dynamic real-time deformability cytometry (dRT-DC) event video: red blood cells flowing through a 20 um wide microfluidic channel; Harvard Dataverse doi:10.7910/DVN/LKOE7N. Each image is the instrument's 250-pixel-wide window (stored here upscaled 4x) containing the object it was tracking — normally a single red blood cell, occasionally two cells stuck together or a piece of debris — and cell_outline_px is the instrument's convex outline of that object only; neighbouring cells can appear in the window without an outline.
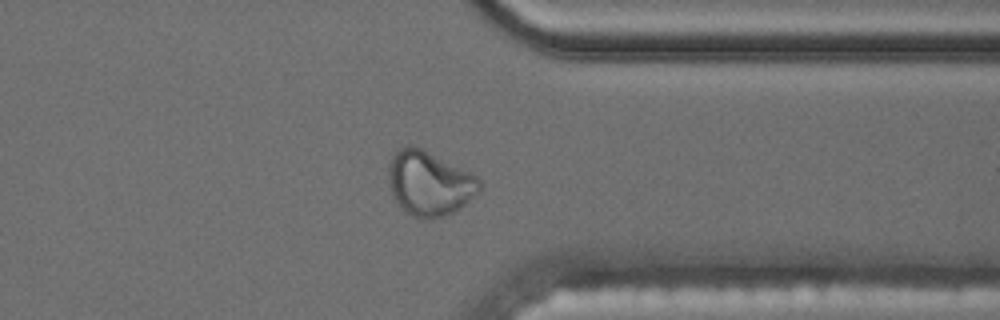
{"species": "common noctule bat (a hibernating species)", "species_latin": "Nyctalus noctula", "temperature_condition": "cold", "stored_images_in_passage": 43, "camera_frame_rate_fps": 3000, "um_per_image_px": 0.085, "animal": {"sex": "male", "body_mass_g": 17.5, "forearm_length_mm": 52.3}, "frame": {"image": 1, "passage_image": 31, "time_ms": 10.0, "image_size_px": [1000, 320], "cell_outline_px": [[484, 184], [480, 192], [460, 208], [444, 216], [424, 220], [408, 212], [392, 196], [388, 184], [388, 168], [392, 156], [400, 148], [408, 144], [420, 148], [476, 176]], "centroid_in_image_um": [36.5, 15.59], "position_along_channel_um": 374.9, "area_um2": 33.87}}